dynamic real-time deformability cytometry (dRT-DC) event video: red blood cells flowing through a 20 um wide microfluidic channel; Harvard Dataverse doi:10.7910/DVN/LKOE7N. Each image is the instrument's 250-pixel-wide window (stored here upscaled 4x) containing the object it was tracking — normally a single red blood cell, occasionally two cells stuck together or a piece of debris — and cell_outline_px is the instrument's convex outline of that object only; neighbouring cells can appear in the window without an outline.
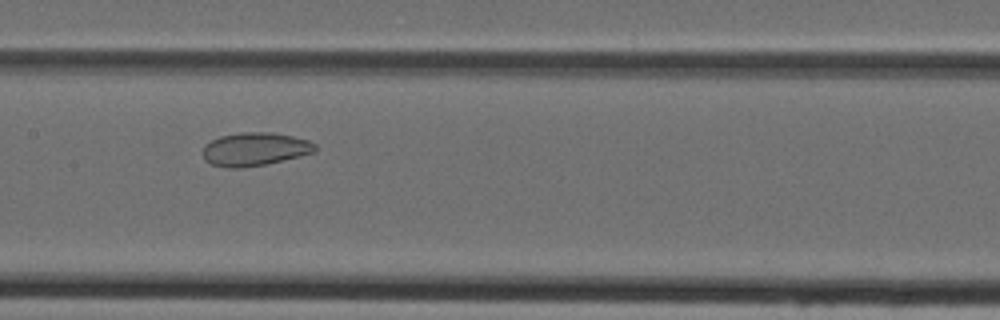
{"species": "Egyptian fruit bat (a non-hibernating species)", "species_latin": "Rousettus aegyptiacus", "temperature_condition": "cold", "stored_images_in_passage": 45, "camera_frame_rate_fps": 3000, "um_per_image_px": 0.085, "animal": {"sex": "female"}, "frame": {"image": 1, "passage_image": 21, "time_ms": 6.667, "image_size_px": [1000, 320], "cell_outline_px": [[316, 152], [300, 156], [264, 164], [244, 168], [228, 168], [212, 164], [204, 160], [204, 144], [220, 136], [240, 132], [272, 132], [292, 136], [308, 140], [316, 144]], "centroid_in_image_um": [21.66, 12.67], "position_along_channel_um": 185.7, "area_um2": 21.79}}
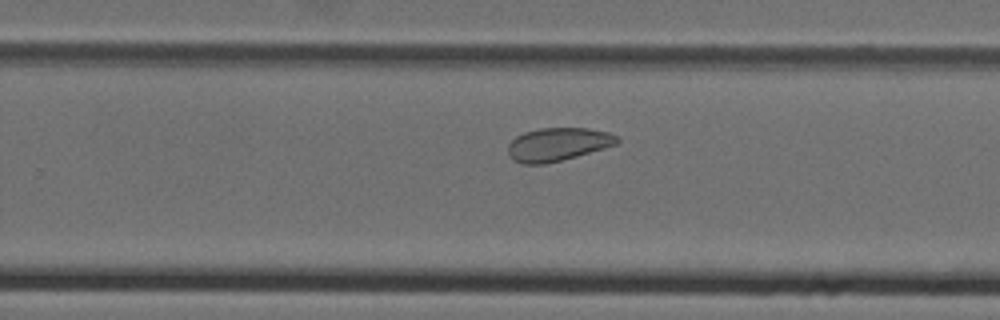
{"frame": {"image": 2, "passage_image": 28, "time_ms": 9.0, "image_size_px": [1000, 320], "cell_outline_px": [[620, 140], [616, 144], [604, 148], [576, 156], [544, 164], [524, 164], [512, 160], [508, 156], [508, 144], [516, 136], [524, 132], [540, 128], [588, 128], [608, 132], [616, 136]], "centroid_in_image_um": [47.37, 12.27], "position_along_channel_um": 282.4, "area_um2": 21.04}}
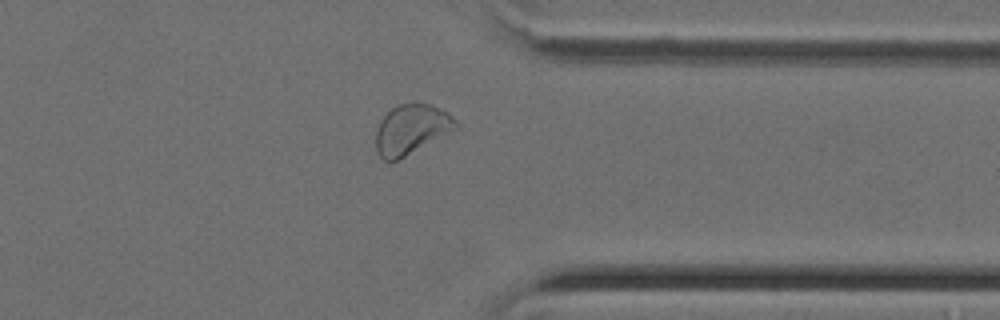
{"frame": {"image": 3, "passage_image": 35, "time_ms": 11.333, "image_size_px": [1000, 320], "cell_outline_px": [[460, 124], [456, 128], [400, 160], [384, 160], [376, 152], [376, 132], [380, 120], [392, 108], [400, 104], [432, 104], [448, 112]], "centroid_in_image_um": [34.96, 11.0], "position_along_channel_um": 376.4, "area_um2": 23.0}}